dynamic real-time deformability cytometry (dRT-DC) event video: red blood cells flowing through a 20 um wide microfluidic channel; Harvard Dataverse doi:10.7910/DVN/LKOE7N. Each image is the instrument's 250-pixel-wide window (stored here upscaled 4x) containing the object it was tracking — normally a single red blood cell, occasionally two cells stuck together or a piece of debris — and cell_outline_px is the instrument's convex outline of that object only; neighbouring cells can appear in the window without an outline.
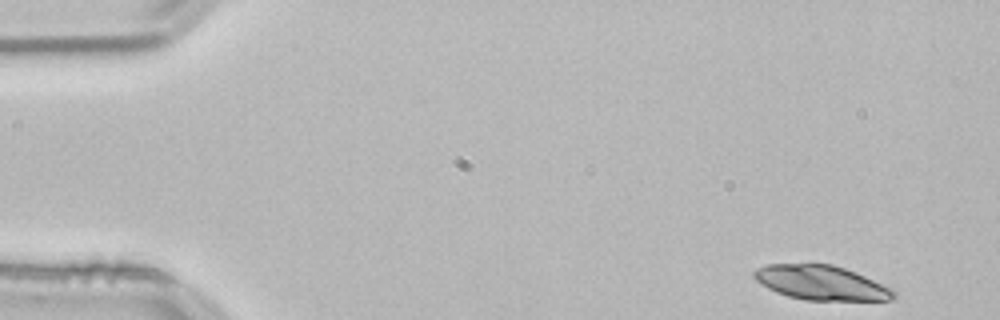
{"species": "common noctule bat (a hibernating species)", "species_latin": "Nyctalus noctula", "temperature_condition": "room temperature", "stored_images_in_passage": 17, "camera_frame_rate_fps": 3000, "um_per_image_px": 0.085, "animal": {"sex": "male", "body_mass_g": 21.5, "forearm_length_mm": 52.0}, "frame": {"image": 1, "passage_image": 1, "time_ms": 0.0, "image_size_px": [1000, 320], "cell_outline_px": [[896, 296], [892, 300], [804, 300], [788, 296], [776, 292], [760, 284], [752, 276], [752, 272], [756, 268], [768, 264], [832, 264], [856, 272], [892, 288], [896, 292]], "centroid_in_image_um": [69.79, 24.03], "position_along_channel_um": 15.2, "area_um2": 28.15}}